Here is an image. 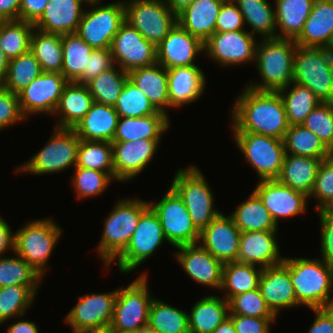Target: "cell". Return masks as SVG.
Wrapping results in <instances>:
<instances>
[{
	"instance_id": "obj_68",
	"label": "cell",
	"mask_w": 333,
	"mask_h": 333,
	"mask_svg": "<svg viewBox=\"0 0 333 333\" xmlns=\"http://www.w3.org/2000/svg\"><path fill=\"white\" fill-rule=\"evenodd\" d=\"M212 333H236L232 320L228 317Z\"/></svg>"
},
{
	"instance_id": "obj_59",
	"label": "cell",
	"mask_w": 333,
	"mask_h": 333,
	"mask_svg": "<svg viewBox=\"0 0 333 333\" xmlns=\"http://www.w3.org/2000/svg\"><path fill=\"white\" fill-rule=\"evenodd\" d=\"M236 333H270V325L277 317H249L229 314Z\"/></svg>"
},
{
	"instance_id": "obj_7",
	"label": "cell",
	"mask_w": 333,
	"mask_h": 333,
	"mask_svg": "<svg viewBox=\"0 0 333 333\" xmlns=\"http://www.w3.org/2000/svg\"><path fill=\"white\" fill-rule=\"evenodd\" d=\"M147 273H142L125 288L117 289L110 328L113 332H134L147 328L150 294Z\"/></svg>"
},
{
	"instance_id": "obj_28",
	"label": "cell",
	"mask_w": 333,
	"mask_h": 333,
	"mask_svg": "<svg viewBox=\"0 0 333 333\" xmlns=\"http://www.w3.org/2000/svg\"><path fill=\"white\" fill-rule=\"evenodd\" d=\"M225 0H194L177 15V23L203 43L215 33L221 5Z\"/></svg>"
},
{
	"instance_id": "obj_40",
	"label": "cell",
	"mask_w": 333,
	"mask_h": 333,
	"mask_svg": "<svg viewBox=\"0 0 333 333\" xmlns=\"http://www.w3.org/2000/svg\"><path fill=\"white\" fill-rule=\"evenodd\" d=\"M30 51L39 61L43 72L61 73L63 64L61 35L34 28L30 38Z\"/></svg>"
},
{
	"instance_id": "obj_30",
	"label": "cell",
	"mask_w": 333,
	"mask_h": 333,
	"mask_svg": "<svg viewBox=\"0 0 333 333\" xmlns=\"http://www.w3.org/2000/svg\"><path fill=\"white\" fill-rule=\"evenodd\" d=\"M118 119L119 115L114 106L94 102L73 130L82 140L112 142Z\"/></svg>"
},
{
	"instance_id": "obj_47",
	"label": "cell",
	"mask_w": 333,
	"mask_h": 333,
	"mask_svg": "<svg viewBox=\"0 0 333 333\" xmlns=\"http://www.w3.org/2000/svg\"><path fill=\"white\" fill-rule=\"evenodd\" d=\"M33 30L34 25L30 22L0 21V48L9 60L30 50Z\"/></svg>"
},
{
	"instance_id": "obj_43",
	"label": "cell",
	"mask_w": 333,
	"mask_h": 333,
	"mask_svg": "<svg viewBox=\"0 0 333 333\" xmlns=\"http://www.w3.org/2000/svg\"><path fill=\"white\" fill-rule=\"evenodd\" d=\"M147 328L157 333H189L188 313L154 297Z\"/></svg>"
},
{
	"instance_id": "obj_72",
	"label": "cell",
	"mask_w": 333,
	"mask_h": 333,
	"mask_svg": "<svg viewBox=\"0 0 333 333\" xmlns=\"http://www.w3.org/2000/svg\"><path fill=\"white\" fill-rule=\"evenodd\" d=\"M328 158L333 159V143L328 149Z\"/></svg>"
},
{
	"instance_id": "obj_37",
	"label": "cell",
	"mask_w": 333,
	"mask_h": 333,
	"mask_svg": "<svg viewBox=\"0 0 333 333\" xmlns=\"http://www.w3.org/2000/svg\"><path fill=\"white\" fill-rule=\"evenodd\" d=\"M230 216L241 232L278 231L270 212L254 191Z\"/></svg>"
},
{
	"instance_id": "obj_2",
	"label": "cell",
	"mask_w": 333,
	"mask_h": 333,
	"mask_svg": "<svg viewBox=\"0 0 333 333\" xmlns=\"http://www.w3.org/2000/svg\"><path fill=\"white\" fill-rule=\"evenodd\" d=\"M283 263L289 268L299 306H333V268L324 260L284 257Z\"/></svg>"
},
{
	"instance_id": "obj_17",
	"label": "cell",
	"mask_w": 333,
	"mask_h": 333,
	"mask_svg": "<svg viewBox=\"0 0 333 333\" xmlns=\"http://www.w3.org/2000/svg\"><path fill=\"white\" fill-rule=\"evenodd\" d=\"M69 81L62 73L42 72L18 93L21 110L28 119L35 114H54Z\"/></svg>"
},
{
	"instance_id": "obj_45",
	"label": "cell",
	"mask_w": 333,
	"mask_h": 333,
	"mask_svg": "<svg viewBox=\"0 0 333 333\" xmlns=\"http://www.w3.org/2000/svg\"><path fill=\"white\" fill-rule=\"evenodd\" d=\"M76 166L105 172L114 181L112 143L81 139L77 151Z\"/></svg>"
},
{
	"instance_id": "obj_20",
	"label": "cell",
	"mask_w": 333,
	"mask_h": 333,
	"mask_svg": "<svg viewBox=\"0 0 333 333\" xmlns=\"http://www.w3.org/2000/svg\"><path fill=\"white\" fill-rule=\"evenodd\" d=\"M241 231L230 215L220 213L200 231L198 243L223 264L237 262Z\"/></svg>"
},
{
	"instance_id": "obj_52",
	"label": "cell",
	"mask_w": 333,
	"mask_h": 333,
	"mask_svg": "<svg viewBox=\"0 0 333 333\" xmlns=\"http://www.w3.org/2000/svg\"><path fill=\"white\" fill-rule=\"evenodd\" d=\"M72 186L78 199L101 195L113 180L107 173L82 167H74Z\"/></svg>"
},
{
	"instance_id": "obj_74",
	"label": "cell",
	"mask_w": 333,
	"mask_h": 333,
	"mask_svg": "<svg viewBox=\"0 0 333 333\" xmlns=\"http://www.w3.org/2000/svg\"><path fill=\"white\" fill-rule=\"evenodd\" d=\"M143 333H157V332H154L148 328H145V329H143Z\"/></svg>"
},
{
	"instance_id": "obj_1",
	"label": "cell",
	"mask_w": 333,
	"mask_h": 333,
	"mask_svg": "<svg viewBox=\"0 0 333 333\" xmlns=\"http://www.w3.org/2000/svg\"><path fill=\"white\" fill-rule=\"evenodd\" d=\"M233 132H250L283 139L289 123L279 92L256 91L245 86L234 101Z\"/></svg>"
},
{
	"instance_id": "obj_73",
	"label": "cell",
	"mask_w": 333,
	"mask_h": 333,
	"mask_svg": "<svg viewBox=\"0 0 333 333\" xmlns=\"http://www.w3.org/2000/svg\"><path fill=\"white\" fill-rule=\"evenodd\" d=\"M330 71H331V75H332V78H333V55L331 56Z\"/></svg>"
},
{
	"instance_id": "obj_27",
	"label": "cell",
	"mask_w": 333,
	"mask_h": 333,
	"mask_svg": "<svg viewBox=\"0 0 333 333\" xmlns=\"http://www.w3.org/2000/svg\"><path fill=\"white\" fill-rule=\"evenodd\" d=\"M197 65L167 69L170 108L198 100L206 87L205 73Z\"/></svg>"
},
{
	"instance_id": "obj_33",
	"label": "cell",
	"mask_w": 333,
	"mask_h": 333,
	"mask_svg": "<svg viewBox=\"0 0 333 333\" xmlns=\"http://www.w3.org/2000/svg\"><path fill=\"white\" fill-rule=\"evenodd\" d=\"M93 103L94 100L87 85L69 82L65 86L53 114L59 116L56 127L73 129L83 119Z\"/></svg>"
},
{
	"instance_id": "obj_6",
	"label": "cell",
	"mask_w": 333,
	"mask_h": 333,
	"mask_svg": "<svg viewBox=\"0 0 333 333\" xmlns=\"http://www.w3.org/2000/svg\"><path fill=\"white\" fill-rule=\"evenodd\" d=\"M62 229L51 218L33 220L15 232L14 252L43 277Z\"/></svg>"
},
{
	"instance_id": "obj_14",
	"label": "cell",
	"mask_w": 333,
	"mask_h": 333,
	"mask_svg": "<svg viewBox=\"0 0 333 333\" xmlns=\"http://www.w3.org/2000/svg\"><path fill=\"white\" fill-rule=\"evenodd\" d=\"M88 6L92 10H84L76 33L93 49L110 48L113 37L125 21L124 1L104 6L98 2Z\"/></svg>"
},
{
	"instance_id": "obj_54",
	"label": "cell",
	"mask_w": 333,
	"mask_h": 333,
	"mask_svg": "<svg viewBox=\"0 0 333 333\" xmlns=\"http://www.w3.org/2000/svg\"><path fill=\"white\" fill-rule=\"evenodd\" d=\"M228 302L230 314L249 317H277L266 304L259 288L237 294Z\"/></svg>"
},
{
	"instance_id": "obj_51",
	"label": "cell",
	"mask_w": 333,
	"mask_h": 333,
	"mask_svg": "<svg viewBox=\"0 0 333 333\" xmlns=\"http://www.w3.org/2000/svg\"><path fill=\"white\" fill-rule=\"evenodd\" d=\"M114 108L119 117H143L157 112L148 97L129 78Z\"/></svg>"
},
{
	"instance_id": "obj_69",
	"label": "cell",
	"mask_w": 333,
	"mask_h": 333,
	"mask_svg": "<svg viewBox=\"0 0 333 333\" xmlns=\"http://www.w3.org/2000/svg\"><path fill=\"white\" fill-rule=\"evenodd\" d=\"M78 333H113V331L110 327H105L100 329H87Z\"/></svg>"
},
{
	"instance_id": "obj_50",
	"label": "cell",
	"mask_w": 333,
	"mask_h": 333,
	"mask_svg": "<svg viewBox=\"0 0 333 333\" xmlns=\"http://www.w3.org/2000/svg\"><path fill=\"white\" fill-rule=\"evenodd\" d=\"M42 276L23 258H0V287L13 285H40Z\"/></svg>"
},
{
	"instance_id": "obj_12",
	"label": "cell",
	"mask_w": 333,
	"mask_h": 333,
	"mask_svg": "<svg viewBox=\"0 0 333 333\" xmlns=\"http://www.w3.org/2000/svg\"><path fill=\"white\" fill-rule=\"evenodd\" d=\"M125 21L157 46L177 24V15L164 0H128Z\"/></svg>"
},
{
	"instance_id": "obj_56",
	"label": "cell",
	"mask_w": 333,
	"mask_h": 333,
	"mask_svg": "<svg viewBox=\"0 0 333 333\" xmlns=\"http://www.w3.org/2000/svg\"><path fill=\"white\" fill-rule=\"evenodd\" d=\"M22 120L27 118L21 110L18 94L0 87V130Z\"/></svg>"
},
{
	"instance_id": "obj_62",
	"label": "cell",
	"mask_w": 333,
	"mask_h": 333,
	"mask_svg": "<svg viewBox=\"0 0 333 333\" xmlns=\"http://www.w3.org/2000/svg\"><path fill=\"white\" fill-rule=\"evenodd\" d=\"M49 0H21L19 20L35 23L43 14Z\"/></svg>"
},
{
	"instance_id": "obj_39",
	"label": "cell",
	"mask_w": 333,
	"mask_h": 333,
	"mask_svg": "<svg viewBox=\"0 0 333 333\" xmlns=\"http://www.w3.org/2000/svg\"><path fill=\"white\" fill-rule=\"evenodd\" d=\"M63 64L61 73L69 82H76L88 68L94 50L77 33L61 35Z\"/></svg>"
},
{
	"instance_id": "obj_76",
	"label": "cell",
	"mask_w": 333,
	"mask_h": 333,
	"mask_svg": "<svg viewBox=\"0 0 333 333\" xmlns=\"http://www.w3.org/2000/svg\"><path fill=\"white\" fill-rule=\"evenodd\" d=\"M328 211L333 214V204L330 206V208L328 209Z\"/></svg>"
},
{
	"instance_id": "obj_35",
	"label": "cell",
	"mask_w": 333,
	"mask_h": 333,
	"mask_svg": "<svg viewBox=\"0 0 333 333\" xmlns=\"http://www.w3.org/2000/svg\"><path fill=\"white\" fill-rule=\"evenodd\" d=\"M229 314V302L225 298L215 295L203 297L188 313L189 333H212Z\"/></svg>"
},
{
	"instance_id": "obj_44",
	"label": "cell",
	"mask_w": 333,
	"mask_h": 333,
	"mask_svg": "<svg viewBox=\"0 0 333 333\" xmlns=\"http://www.w3.org/2000/svg\"><path fill=\"white\" fill-rule=\"evenodd\" d=\"M39 285L0 287V325L15 317H23L35 300Z\"/></svg>"
},
{
	"instance_id": "obj_18",
	"label": "cell",
	"mask_w": 333,
	"mask_h": 333,
	"mask_svg": "<svg viewBox=\"0 0 333 333\" xmlns=\"http://www.w3.org/2000/svg\"><path fill=\"white\" fill-rule=\"evenodd\" d=\"M117 289L108 293H92L78 297L77 304L68 312L65 322L73 333L87 329L110 327Z\"/></svg>"
},
{
	"instance_id": "obj_21",
	"label": "cell",
	"mask_w": 333,
	"mask_h": 333,
	"mask_svg": "<svg viewBox=\"0 0 333 333\" xmlns=\"http://www.w3.org/2000/svg\"><path fill=\"white\" fill-rule=\"evenodd\" d=\"M253 191L268 209L277 226L280 218L299 216L307 210L308 196L277 179L260 180Z\"/></svg>"
},
{
	"instance_id": "obj_61",
	"label": "cell",
	"mask_w": 333,
	"mask_h": 333,
	"mask_svg": "<svg viewBox=\"0 0 333 333\" xmlns=\"http://www.w3.org/2000/svg\"><path fill=\"white\" fill-rule=\"evenodd\" d=\"M315 313V320L308 333H333V306L311 308Z\"/></svg>"
},
{
	"instance_id": "obj_29",
	"label": "cell",
	"mask_w": 333,
	"mask_h": 333,
	"mask_svg": "<svg viewBox=\"0 0 333 333\" xmlns=\"http://www.w3.org/2000/svg\"><path fill=\"white\" fill-rule=\"evenodd\" d=\"M333 33V0H315L304 28L295 40L301 47L326 48Z\"/></svg>"
},
{
	"instance_id": "obj_38",
	"label": "cell",
	"mask_w": 333,
	"mask_h": 333,
	"mask_svg": "<svg viewBox=\"0 0 333 333\" xmlns=\"http://www.w3.org/2000/svg\"><path fill=\"white\" fill-rule=\"evenodd\" d=\"M243 15L244 23L251 27L250 33L262 39L276 38L275 9L268 0H233Z\"/></svg>"
},
{
	"instance_id": "obj_10",
	"label": "cell",
	"mask_w": 333,
	"mask_h": 333,
	"mask_svg": "<svg viewBox=\"0 0 333 333\" xmlns=\"http://www.w3.org/2000/svg\"><path fill=\"white\" fill-rule=\"evenodd\" d=\"M233 139L258 179H277L285 158L283 139L250 132H234Z\"/></svg>"
},
{
	"instance_id": "obj_66",
	"label": "cell",
	"mask_w": 333,
	"mask_h": 333,
	"mask_svg": "<svg viewBox=\"0 0 333 333\" xmlns=\"http://www.w3.org/2000/svg\"><path fill=\"white\" fill-rule=\"evenodd\" d=\"M193 1L194 0H164L165 4L176 15L187 8Z\"/></svg>"
},
{
	"instance_id": "obj_13",
	"label": "cell",
	"mask_w": 333,
	"mask_h": 333,
	"mask_svg": "<svg viewBox=\"0 0 333 333\" xmlns=\"http://www.w3.org/2000/svg\"><path fill=\"white\" fill-rule=\"evenodd\" d=\"M157 214L168 244L173 247L196 244L200 231L193 224L182 198L170 186L158 202H149Z\"/></svg>"
},
{
	"instance_id": "obj_46",
	"label": "cell",
	"mask_w": 333,
	"mask_h": 333,
	"mask_svg": "<svg viewBox=\"0 0 333 333\" xmlns=\"http://www.w3.org/2000/svg\"><path fill=\"white\" fill-rule=\"evenodd\" d=\"M285 153L311 158H328V148L311 130L289 125L283 138Z\"/></svg>"
},
{
	"instance_id": "obj_36",
	"label": "cell",
	"mask_w": 333,
	"mask_h": 333,
	"mask_svg": "<svg viewBox=\"0 0 333 333\" xmlns=\"http://www.w3.org/2000/svg\"><path fill=\"white\" fill-rule=\"evenodd\" d=\"M315 0H276V38L296 40L311 13Z\"/></svg>"
},
{
	"instance_id": "obj_11",
	"label": "cell",
	"mask_w": 333,
	"mask_h": 333,
	"mask_svg": "<svg viewBox=\"0 0 333 333\" xmlns=\"http://www.w3.org/2000/svg\"><path fill=\"white\" fill-rule=\"evenodd\" d=\"M167 241L157 214L149 206L140 216L129 244L116 258L121 273H130Z\"/></svg>"
},
{
	"instance_id": "obj_75",
	"label": "cell",
	"mask_w": 333,
	"mask_h": 333,
	"mask_svg": "<svg viewBox=\"0 0 333 333\" xmlns=\"http://www.w3.org/2000/svg\"><path fill=\"white\" fill-rule=\"evenodd\" d=\"M113 333H123V332H113ZM126 333H143V329L139 331H134V332H126Z\"/></svg>"
},
{
	"instance_id": "obj_19",
	"label": "cell",
	"mask_w": 333,
	"mask_h": 333,
	"mask_svg": "<svg viewBox=\"0 0 333 333\" xmlns=\"http://www.w3.org/2000/svg\"><path fill=\"white\" fill-rule=\"evenodd\" d=\"M161 139H139L111 142L113 147L114 181L127 182L143 172L153 160Z\"/></svg>"
},
{
	"instance_id": "obj_24",
	"label": "cell",
	"mask_w": 333,
	"mask_h": 333,
	"mask_svg": "<svg viewBox=\"0 0 333 333\" xmlns=\"http://www.w3.org/2000/svg\"><path fill=\"white\" fill-rule=\"evenodd\" d=\"M278 231L241 232L237 262L258 265L261 268L283 263L276 234Z\"/></svg>"
},
{
	"instance_id": "obj_34",
	"label": "cell",
	"mask_w": 333,
	"mask_h": 333,
	"mask_svg": "<svg viewBox=\"0 0 333 333\" xmlns=\"http://www.w3.org/2000/svg\"><path fill=\"white\" fill-rule=\"evenodd\" d=\"M324 159L327 158L286 154L277 180L309 197L314 187L318 167Z\"/></svg>"
},
{
	"instance_id": "obj_22",
	"label": "cell",
	"mask_w": 333,
	"mask_h": 333,
	"mask_svg": "<svg viewBox=\"0 0 333 333\" xmlns=\"http://www.w3.org/2000/svg\"><path fill=\"white\" fill-rule=\"evenodd\" d=\"M199 245V246H198ZM175 257L194 281L221 291L224 264L204 249L200 243L175 247Z\"/></svg>"
},
{
	"instance_id": "obj_49",
	"label": "cell",
	"mask_w": 333,
	"mask_h": 333,
	"mask_svg": "<svg viewBox=\"0 0 333 333\" xmlns=\"http://www.w3.org/2000/svg\"><path fill=\"white\" fill-rule=\"evenodd\" d=\"M43 72L34 54L28 52L9 60L3 87L18 94Z\"/></svg>"
},
{
	"instance_id": "obj_64",
	"label": "cell",
	"mask_w": 333,
	"mask_h": 333,
	"mask_svg": "<svg viewBox=\"0 0 333 333\" xmlns=\"http://www.w3.org/2000/svg\"><path fill=\"white\" fill-rule=\"evenodd\" d=\"M21 0H0V21L19 20Z\"/></svg>"
},
{
	"instance_id": "obj_48",
	"label": "cell",
	"mask_w": 333,
	"mask_h": 333,
	"mask_svg": "<svg viewBox=\"0 0 333 333\" xmlns=\"http://www.w3.org/2000/svg\"><path fill=\"white\" fill-rule=\"evenodd\" d=\"M129 78L128 72L116 65L105 72L100 73L86 85L94 102L114 106L121 91Z\"/></svg>"
},
{
	"instance_id": "obj_16",
	"label": "cell",
	"mask_w": 333,
	"mask_h": 333,
	"mask_svg": "<svg viewBox=\"0 0 333 333\" xmlns=\"http://www.w3.org/2000/svg\"><path fill=\"white\" fill-rule=\"evenodd\" d=\"M257 40L246 30L215 32L204 42V52L218 64L235 66L255 61Z\"/></svg>"
},
{
	"instance_id": "obj_25",
	"label": "cell",
	"mask_w": 333,
	"mask_h": 333,
	"mask_svg": "<svg viewBox=\"0 0 333 333\" xmlns=\"http://www.w3.org/2000/svg\"><path fill=\"white\" fill-rule=\"evenodd\" d=\"M266 304L277 316L281 308L298 306L289 268L284 264L263 268L258 286Z\"/></svg>"
},
{
	"instance_id": "obj_53",
	"label": "cell",
	"mask_w": 333,
	"mask_h": 333,
	"mask_svg": "<svg viewBox=\"0 0 333 333\" xmlns=\"http://www.w3.org/2000/svg\"><path fill=\"white\" fill-rule=\"evenodd\" d=\"M301 125L317 135L329 149L333 143V102H321Z\"/></svg>"
},
{
	"instance_id": "obj_71",
	"label": "cell",
	"mask_w": 333,
	"mask_h": 333,
	"mask_svg": "<svg viewBox=\"0 0 333 333\" xmlns=\"http://www.w3.org/2000/svg\"><path fill=\"white\" fill-rule=\"evenodd\" d=\"M83 3H85L86 5H90L93 3H98L101 2L102 0H81Z\"/></svg>"
},
{
	"instance_id": "obj_32",
	"label": "cell",
	"mask_w": 333,
	"mask_h": 333,
	"mask_svg": "<svg viewBox=\"0 0 333 333\" xmlns=\"http://www.w3.org/2000/svg\"><path fill=\"white\" fill-rule=\"evenodd\" d=\"M169 127V116L160 111L143 117H119L112 142L162 139V134L168 131Z\"/></svg>"
},
{
	"instance_id": "obj_31",
	"label": "cell",
	"mask_w": 333,
	"mask_h": 333,
	"mask_svg": "<svg viewBox=\"0 0 333 333\" xmlns=\"http://www.w3.org/2000/svg\"><path fill=\"white\" fill-rule=\"evenodd\" d=\"M129 79L148 97L157 111L166 113L170 107L167 69L155 63L131 70Z\"/></svg>"
},
{
	"instance_id": "obj_60",
	"label": "cell",
	"mask_w": 333,
	"mask_h": 333,
	"mask_svg": "<svg viewBox=\"0 0 333 333\" xmlns=\"http://www.w3.org/2000/svg\"><path fill=\"white\" fill-rule=\"evenodd\" d=\"M321 223V259L333 268V214L328 210H320Z\"/></svg>"
},
{
	"instance_id": "obj_26",
	"label": "cell",
	"mask_w": 333,
	"mask_h": 333,
	"mask_svg": "<svg viewBox=\"0 0 333 333\" xmlns=\"http://www.w3.org/2000/svg\"><path fill=\"white\" fill-rule=\"evenodd\" d=\"M82 5L81 0H49L34 28L59 35L76 33L84 13Z\"/></svg>"
},
{
	"instance_id": "obj_4",
	"label": "cell",
	"mask_w": 333,
	"mask_h": 333,
	"mask_svg": "<svg viewBox=\"0 0 333 333\" xmlns=\"http://www.w3.org/2000/svg\"><path fill=\"white\" fill-rule=\"evenodd\" d=\"M115 205L105 219L102 238L96 247L107 269L129 244L141 214L149 207V202L138 198H125L118 200Z\"/></svg>"
},
{
	"instance_id": "obj_63",
	"label": "cell",
	"mask_w": 333,
	"mask_h": 333,
	"mask_svg": "<svg viewBox=\"0 0 333 333\" xmlns=\"http://www.w3.org/2000/svg\"><path fill=\"white\" fill-rule=\"evenodd\" d=\"M14 240L15 233L11 231V226L0 216V258L9 250L14 252Z\"/></svg>"
},
{
	"instance_id": "obj_67",
	"label": "cell",
	"mask_w": 333,
	"mask_h": 333,
	"mask_svg": "<svg viewBox=\"0 0 333 333\" xmlns=\"http://www.w3.org/2000/svg\"><path fill=\"white\" fill-rule=\"evenodd\" d=\"M8 64H9V59L6 57V55L3 53V50L0 48V87L4 85Z\"/></svg>"
},
{
	"instance_id": "obj_65",
	"label": "cell",
	"mask_w": 333,
	"mask_h": 333,
	"mask_svg": "<svg viewBox=\"0 0 333 333\" xmlns=\"http://www.w3.org/2000/svg\"><path fill=\"white\" fill-rule=\"evenodd\" d=\"M7 333H39V330L34 322L21 320L12 323L8 327Z\"/></svg>"
},
{
	"instance_id": "obj_8",
	"label": "cell",
	"mask_w": 333,
	"mask_h": 333,
	"mask_svg": "<svg viewBox=\"0 0 333 333\" xmlns=\"http://www.w3.org/2000/svg\"><path fill=\"white\" fill-rule=\"evenodd\" d=\"M332 55L326 48L296 46L293 82L308 87L320 102H333Z\"/></svg>"
},
{
	"instance_id": "obj_23",
	"label": "cell",
	"mask_w": 333,
	"mask_h": 333,
	"mask_svg": "<svg viewBox=\"0 0 333 333\" xmlns=\"http://www.w3.org/2000/svg\"><path fill=\"white\" fill-rule=\"evenodd\" d=\"M157 63L166 69L196 65V56L204 53V43L178 23L156 46Z\"/></svg>"
},
{
	"instance_id": "obj_70",
	"label": "cell",
	"mask_w": 333,
	"mask_h": 333,
	"mask_svg": "<svg viewBox=\"0 0 333 333\" xmlns=\"http://www.w3.org/2000/svg\"><path fill=\"white\" fill-rule=\"evenodd\" d=\"M326 49L329 50L333 54V33H332L331 39H330Z\"/></svg>"
},
{
	"instance_id": "obj_57",
	"label": "cell",
	"mask_w": 333,
	"mask_h": 333,
	"mask_svg": "<svg viewBox=\"0 0 333 333\" xmlns=\"http://www.w3.org/2000/svg\"><path fill=\"white\" fill-rule=\"evenodd\" d=\"M115 66L110 48L94 49L83 75L76 81L78 84H87L100 73L110 70Z\"/></svg>"
},
{
	"instance_id": "obj_55",
	"label": "cell",
	"mask_w": 333,
	"mask_h": 333,
	"mask_svg": "<svg viewBox=\"0 0 333 333\" xmlns=\"http://www.w3.org/2000/svg\"><path fill=\"white\" fill-rule=\"evenodd\" d=\"M315 197L317 204L315 209L328 210L333 204V159L322 160L318 167L314 187L310 196Z\"/></svg>"
},
{
	"instance_id": "obj_5",
	"label": "cell",
	"mask_w": 333,
	"mask_h": 333,
	"mask_svg": "<svg viewBox=\"0 0 333 333\" xmlns=\"http://www.w3.org/2000/svg\"><path fill=\"white\" fill-rule=\"evenodd\" d=\"M171 187L182 198L196 228L201 231L221 212L215 209L214 194L198 167L191 165L176 171Z\"/></svg>"
},
{
	"instance_id": "obj_9",
	"label": "cell",
	"mask_w": 333,
	"mask_h": 333,
	"mask_svg": "<svg viewBox=\"0 0 333 333\" xmlns=\"http://www.w3.org/2000/svg\"><path fill=\"white\" fill-rule=\"evenodd\" d=\"M53 136L37 154L25 164L18 166L16 173L29 172L31 175L53 174L75 167L81 139L73 129L57 128Z\"/></svg>"
},
{
	"instance_id": "obj_3",
	"label": "cell",
	"mask_w": 333,
	"mask_h": 333,
	"mask_svg": "<svg viewBox=\"0 0 333 333\" xmlns=\"http://www.w3.org/2000/svg\"><path fill=\"white\" fill-rule=\"evenodd\" d=\"M256 44L255 64L262 82H250L256 91H272L293 82V63L297 44L292 39L267 38Z\"/></svg>"
},
{
	"instance_id": "obj_42",
	"label": "cell",
	"mask_w": 333,
	"mask_h": 333,
	"mask_svg": "<svg viewBox=\"0 0 333 333\" xmlns=\"http://www.w3.org/2000/svg\"><path fill=\"white\" fill-rule=\"evenodd\" d=\"M278 92L284 102L289 125H301L311 111L321 103L308 87L295 82H291Z\"/></svg>"
},
{
	"instance_id": "obj_15",
	"label": "cell",
	"mask_w": 333,
	"mask_h": 333,
	"mask_svg": "<svg viewBox=\"0 0 333 333\" xmlns=\"http://www.w3.org/2000/svg\"><path fill=\"white\" fill-rule=\"evenodd\" d=\"M110 49L116 66L128 73L157 63L156 46L126 21L113 37Z\"/></svg>"
},
{
	"instance_id": "obj_58",
	"label": "cell",
	"mask_w": 333,
	"mask_h": 333,
	"mask_svg": "<svg viewBox=\"0 0 333 333\" xmlns=\"http://www.w3.org/2000/svg\"><path fill=\"white\" fill-rule=\"evenodd\" d=\"M244 19L233 0H225L217 17L215 32L240 31L244 29Z\"/></svg>"
},
{
	"instance_id": "obj_41",
	"label": "cell",
	"mask_w": 333,
	"mask_h": 333,
	"mask_svg": "<svg viewBox=\"0 0 333 333\" xmlns=\"http://www.w3.org/2000/svg\"><path fill=\"white\" fill-rule=\"evenodd\" d=\"M263 268L253 264L239 262L225 263L223 266L222 287L229 301L233 296L255 290L259 286V279Z\"/></svg>"
}]
</instances>
